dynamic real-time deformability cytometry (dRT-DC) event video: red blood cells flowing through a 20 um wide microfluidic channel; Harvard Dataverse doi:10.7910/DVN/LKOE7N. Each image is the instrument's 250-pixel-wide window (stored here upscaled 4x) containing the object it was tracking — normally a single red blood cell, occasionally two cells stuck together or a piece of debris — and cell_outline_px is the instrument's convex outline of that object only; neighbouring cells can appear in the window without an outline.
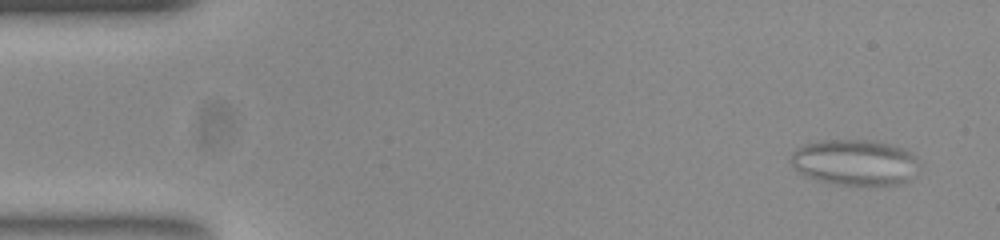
{"species": "common noctule bat (a hibernating species)", "species_latin": "Nyctalus noctula", "temperature_condition": "room temperature", "stored_images_in_passage": 57, "camera_frame_rate_fps": 3000, "um_per_image_px": 0.085, "animal": {"sex": "female", "body_mass_g": 23.0, "forearm_length_mm": 53.4}, "frame": {"image": 1, "passage_image": 4, "time_ms": 1.0, "image_size_px": [1000, 240], "cell_outline_px": [[912, 156], [908, 180], [904, 184], [868, 188], [836, 184], [820, 180], [808, 176], [800, 172], [792, 164], [792, 152], [796, 148], [804, 144], [828, 140], [872, 140], [904, 148]], "centroid_in_image_um": [72.58, 13.84], "position_along_channel_um": 12.4, "area_um2": 33.76}}
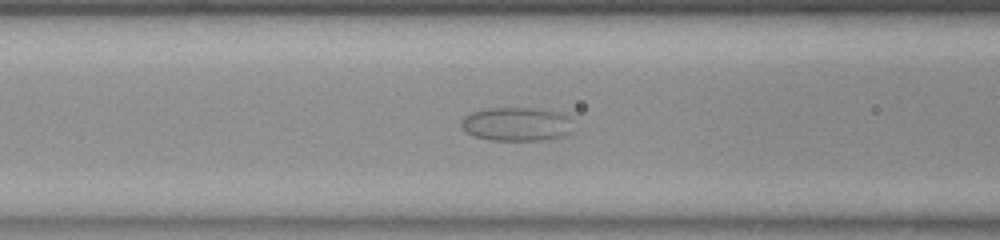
{"frame": {"image": 2, "passage_image": 23, "time_ms": 7.333, "image_size_px": [1000, 240], "cell_outline_px": [[572, 132], [560, 136], [544, 140], [492, 140], [476, 136], [468, 132], [460, 124], [460, 120], [468, 112], [488, 108], [540, 108], [560, 112], [568, 116], [572, 120]], "centroid_in_image_um": [43.93, 10.53], "position_along_channel_um": 122.7, "area_um2": 22.2}}
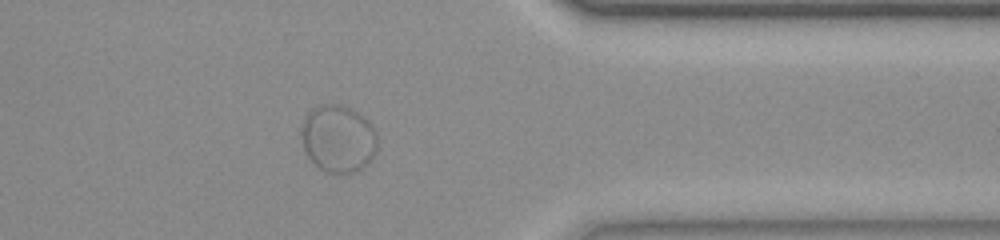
{"frame": {"image": 3, "passage_image": 46, "time_ms": 15.0, "image_size_px": [1000, 240], "cell_outline_px": [[376, 152], [368, 164], [364, 168], [348, 176], [340, 176], [328, 172], [320, 168], [308, 156], [304, 148], [304, 116], [312, 108], [320, 104], [340, 104], [352, 108], [364, 116], [376, 128]], "centroid_in_image_um": [28.81, 11.81], "position_along_channel_um": 382.6, "area_um2": 30.23}}